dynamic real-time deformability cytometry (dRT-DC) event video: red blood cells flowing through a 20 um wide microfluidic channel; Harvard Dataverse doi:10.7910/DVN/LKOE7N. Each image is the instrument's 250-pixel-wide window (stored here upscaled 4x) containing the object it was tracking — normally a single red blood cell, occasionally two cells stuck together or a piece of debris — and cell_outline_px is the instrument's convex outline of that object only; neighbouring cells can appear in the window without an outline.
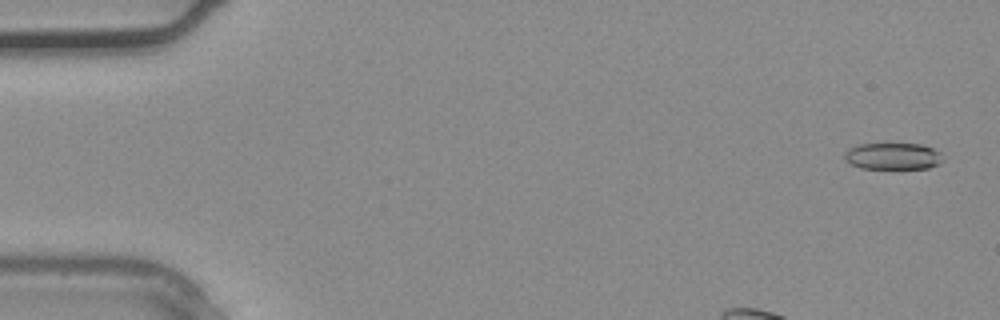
{"species": "common noctule bat (a hibernating species)", "species_latin": "Nyctalus noctula", "temperature_condition": "warm", "stored_images_in_passage": 3, "camera_frame_rate_fps": 3000, "um_per_image_px": 0.085, "animal": {"sex": "male", "body_mass_g": 20.4}, "frame": {"image": 1, "passage_image": 1, "time_ms": 0.0, "image_size_px": [1000, 320], "cell_outline_px": [[944, 160], [940, 164], [928, 168], [860, 168], [848, 164], [844, 160], [844, 152], [848, 148], [860, 144], [920, 144], [932, 148], [940, 152]], "centroid_in_image_um": [75.87, 13.28], "position_along_channel_um": 9.1, "area_um2": 15.43}}
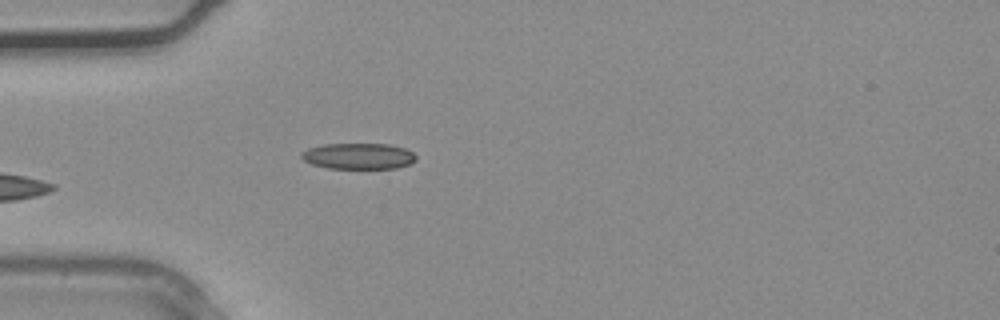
{"frame": {"image": 2, "passage_image": 3, "time_ms": 0.667, "image_size_px": [1000, 320], "cell_outline_px": [[416, 160], [408, 164], [396, 168], [328, 168], [312, 164], [304, 160], [300, 156], [300, 152], [308, 148], [324, 144], [388, 144], [404, 148], [412, 152], [416, 156]], "centroid_in_image_um": [30.44, 13.26], "position_along_channel_um": 54.6, "area_um2": 17.28}}